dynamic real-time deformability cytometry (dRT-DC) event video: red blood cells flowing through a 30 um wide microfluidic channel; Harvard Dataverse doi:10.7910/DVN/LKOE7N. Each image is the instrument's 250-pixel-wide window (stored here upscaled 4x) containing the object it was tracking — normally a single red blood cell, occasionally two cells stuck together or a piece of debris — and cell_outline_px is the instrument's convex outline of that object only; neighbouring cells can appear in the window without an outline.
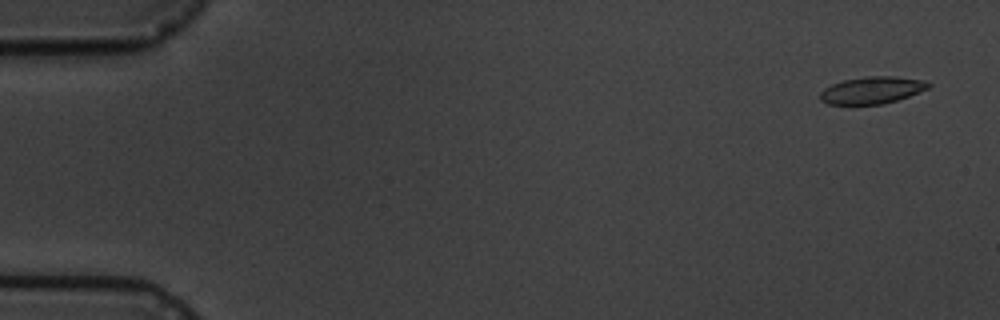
{"species": "common noctule bat (a hibernating species)", "species_latin": "Nyctalus noctula", "temperature_condition": "cold", "stored_images_in_passage": 4, "camera_frame_rate_fps": 3000, "um_per_image_px": 0.085, "animal": {"sex": "male", "body_mass_g": 19.5, "forearm_length_mm": 54.6}, "frame": {"image": 1, "passage_image": 1, "time_ms": 0.0, "image_size_px": [1000, 320], "cell_outline_px": [[932, 84], [928, 88], [908, 96], [884, 104], [828, 104], [820, 100], [820, 92], [824, 88], [832, 84], [844, 80], [864, 76], [896, 76], [924, 80]], "centroid_in_image_um": [74.11, 7.65], "position_along_channel_um": 10.9, "area_um2": 17.05}}
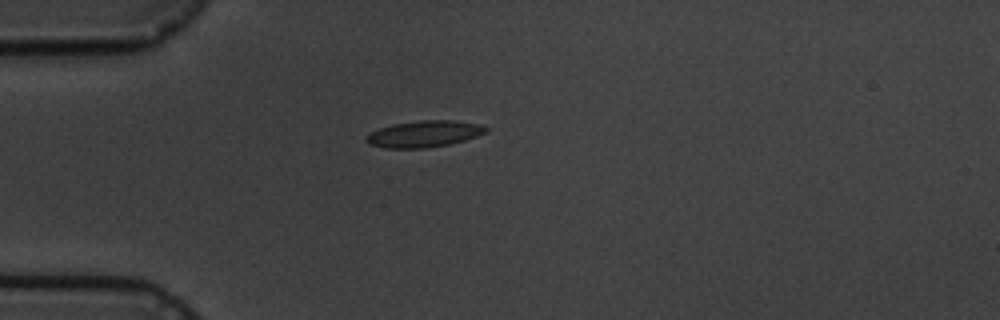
{"frame": {"image": 2, "passage_image": 4, "time_ms": 4.333, "image_size_px": [1000, 320], "cell_outline_px": [[488, 132], [464, 140], [448, 144], [428, 148], [384, 148], [368, 144], [364, 140], [364, 136], [368, 132], [392, 124], [420, 120], [452, 120], [476, 124], [488, 128]], "centroid_in_image_um": [35.97, 11.39], "position_along_channel_um": 49.0, "area_um2": 18.55}}